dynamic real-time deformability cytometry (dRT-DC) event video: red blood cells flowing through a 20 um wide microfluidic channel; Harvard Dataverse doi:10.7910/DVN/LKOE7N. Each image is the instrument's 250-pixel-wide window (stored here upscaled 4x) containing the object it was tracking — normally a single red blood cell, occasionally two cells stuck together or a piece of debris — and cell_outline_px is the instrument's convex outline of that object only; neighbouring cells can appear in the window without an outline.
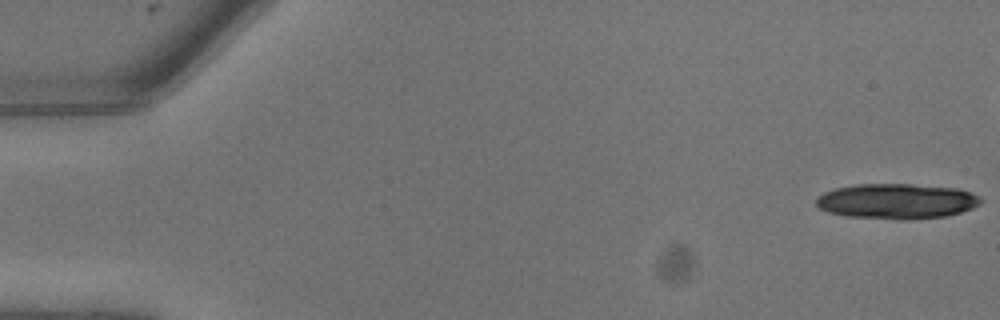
{"species": "common noctule bat (a hibernating species)", "species_latin": "Nyctalus noctula", "temperature_condition": "warm", "stored_images_in_passage": 22, "camera_frame_rate_fps": 3000, "um_per_image_px": 0.085, "animal": {"sex": "male", "body_mass_g": 13.3}, "frame": {"image": 1, "passage_image": 1, "time_ms": 0.0, "image_size_px": [1000, 320], "cell_outline_px": [[984, 200], [980, 204], [972, 208], [960, 212], [944, 216], [908, 220], [904, 220], [844, 216], [828, 212], [820, 208], [816, 204], [816, 200], [824, 192], [836, 188], [856, 184], [908, 184], [956, 188], [972, 192], [980, 196]], "centroid_in_image_um": [76.24, 17.11], "position_along_channel_um": 8.8, "area_um2": 33.87}}